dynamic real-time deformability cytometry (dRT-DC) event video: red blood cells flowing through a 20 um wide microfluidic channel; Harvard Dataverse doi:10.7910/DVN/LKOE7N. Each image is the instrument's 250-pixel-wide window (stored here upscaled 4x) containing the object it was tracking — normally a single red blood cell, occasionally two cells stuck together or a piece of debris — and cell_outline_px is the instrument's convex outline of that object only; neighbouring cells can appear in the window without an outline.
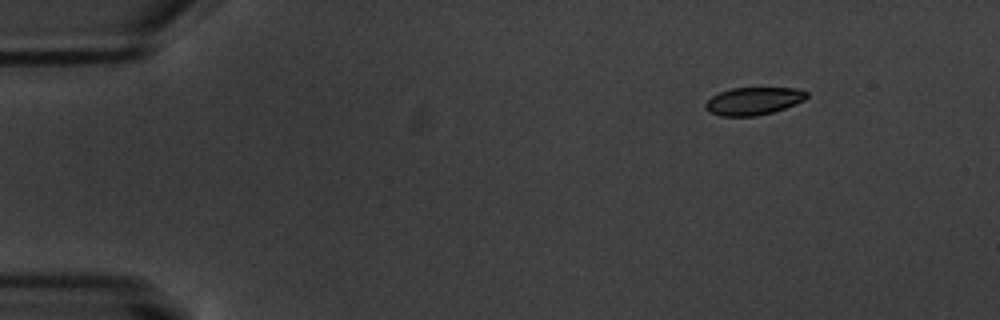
{"species": "common noctule bat (a hibernating species)", "species_latin": "Nyctalus noctula", "temperature_condition": "warm", "stored_images_in_passage": 4, "camera_frame_rate_fps": 3000, "um_per_image_px": 0.085, "animal": {"sex": "male", "body_mass_g": 20.1, "forearm_length_mm": 53.5}, "frame": {"image": 1, "passage_image": 1, "time_ms": 0.0, "image_size_px": [1000, 320], "cell_outline_px": [[808, 96], [804, 100], [784, 108], [772, 112], [756, 116], [720, 116], [708, 112], [704, 108], [704, 104], [712, 96], [720, 92], [732, 88], [796, 88], [808, 92]], "centroid_in_image_um": [64.02, 8.59], "position_along_channel_um": 21.0, "area_um2": 16.3}}
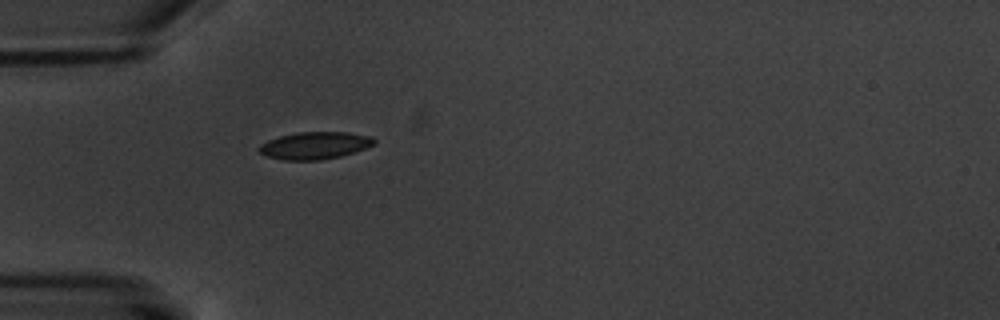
{"frame": {"image": 2, "passage_image": 4, "time_ms": 3.667, "image_size_px": [1000, 320], "cell_outline_px": [[376, 140], [372, 144], [364, 148], [340, 156], [320, 160], [284, 160], [264, 156], [256, 148], [260, 144], [268, 140], [280, 136], [300, 132], [348, 132], [372, 136]], "centroid_in_image_um": [26.7, 12.36], "position_along_channel_um": 58.3, "area_um2": 18.21}}